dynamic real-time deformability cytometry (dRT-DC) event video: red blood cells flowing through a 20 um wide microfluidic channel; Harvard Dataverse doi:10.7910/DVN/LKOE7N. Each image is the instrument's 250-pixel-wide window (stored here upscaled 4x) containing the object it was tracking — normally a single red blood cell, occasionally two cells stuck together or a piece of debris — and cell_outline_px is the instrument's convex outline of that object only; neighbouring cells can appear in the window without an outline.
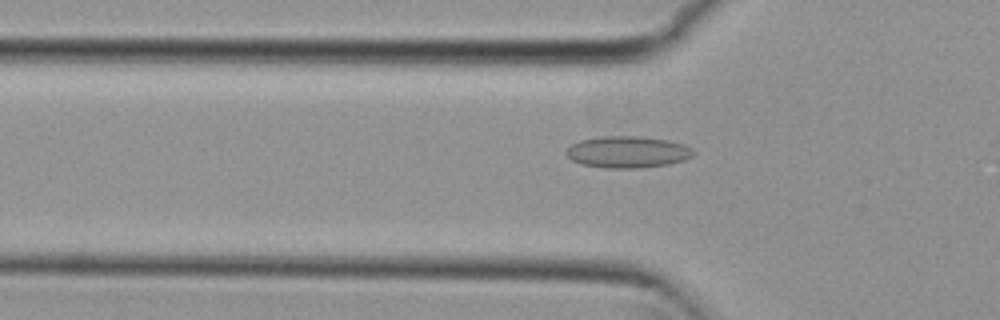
{"species": "common noctule bat (a hibernating species)", "species_latin": "Nyctalus noctula", "temperature_condition": "cold", "stored_images_in_passage": 54, "camera_frame_rate_fps": 3000, "um_per_image_px": 0.085, "animal": {"sex": "female", "body_mass_g": 29.2, "forearm_length_mm": 56.3}, "frame": {"image": 1, "passage_image": 18, "time_ms": 5.667, "image_size_px": [1000, 320], "cell_outline_px": [[696, 152], [692, 156], [684, 160], [668, 164], [636, 168], [604, 168], [580, 164], [572, 160], [564, 152], [572, 144], [580, 140], [604, 136], [640, 136], [668, 140], [684, 144], [692, 148]], "centroid_in_image_um": [53.35, 12.92], "position_along_channel_um": 72.4, "area_um2": 23.52}}
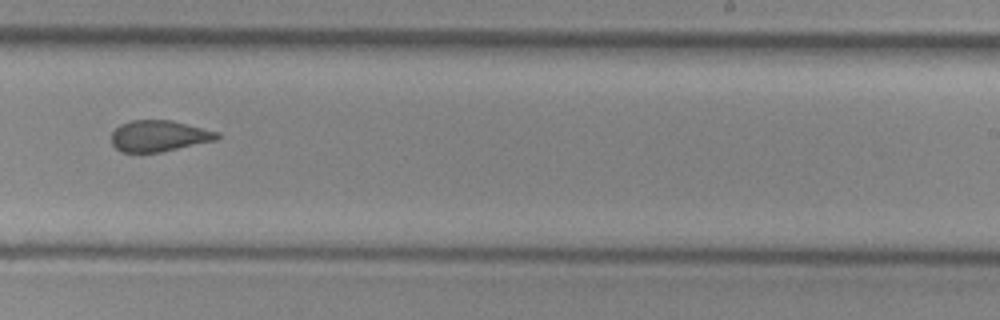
{"frame": {"image": 2, "passage_image": 34, "time_ms": 11.0, "image_size_px": [1000, 320], "cell_outline_px": [[220, 136], [216, 140], [160, 152], [120, 152], [112, 144], [112, 132], [120, 124], [132, 120], [172, 120], [220, 132]], "centroid_in_image_um": [13.52, 11.55], "position_along_channel_um": 275.5, "area_um2": 19.19}}
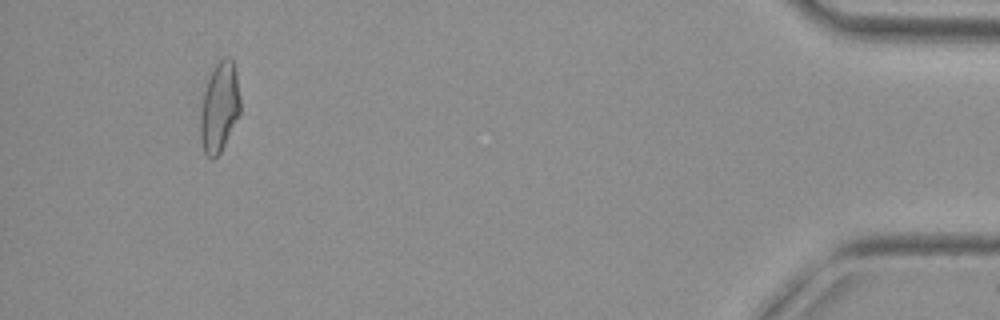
{"frame": {"image": 3, "passage_image": 51, "time_ms": 16.667, "image_size_px": [1000, 320], "cell_outline_px": [[240, 112], [220, 152], [212, 160], [204, 152], [200, 136], [200, 112], [204, 92], [208, 80], [216, 64], [224, 56], [228, 56], [232, 60], [236, 72], [240, 96]], "centroid_in_image_um": [18.65, 9.1], "position_along_channel_um": 416.6, "area_um2": 20.58}, "authors_computed_cell_mechanics": {"area_um2": 20.808, "velocity_mm_per_s": 3.8007, "shape_relaxation_time_tau1_ms": null, "shape_relaxation_time_tau2_ms": 2.1715, "deformation_change_tau1": null, "deformation_change_tau2": 0.0924}}